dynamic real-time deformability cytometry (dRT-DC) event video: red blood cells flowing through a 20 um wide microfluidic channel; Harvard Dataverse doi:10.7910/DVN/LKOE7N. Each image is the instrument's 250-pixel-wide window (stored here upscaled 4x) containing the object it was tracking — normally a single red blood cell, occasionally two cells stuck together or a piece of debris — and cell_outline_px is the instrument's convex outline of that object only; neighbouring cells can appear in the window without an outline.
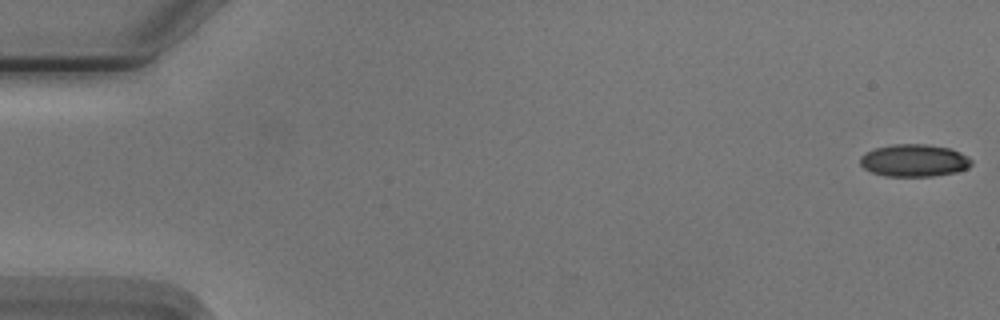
{"species": "Egyptian fruit bat (a non-hibernating species)", "species_latin": "Rousettus aegyptiacus", "temperature_condition": "cold", "stored_images_in_passage": 51, "camera_frame_rate_fps": 3000, "um_per_image_px": 0.085, "animal": {"sex": "male"}, "frame": {"image": 1, "passage_image": 1, "time_ms": 0.0, "image_size_px": [1000, 320], "cell_outline_px": [[972, 164], [968, 168], [956, 172], [932, 176], [884, 176], [872, 172], [864, 168], [860, 164], [860, 156], [876, 148], [892, 144], [928, 144], [952, 148], [968, 156], [972, 160]], "centroid_in_image_um": [77.73, 13.63], "position_along_channel_um": 7.3, "area_um2": 21.1}}
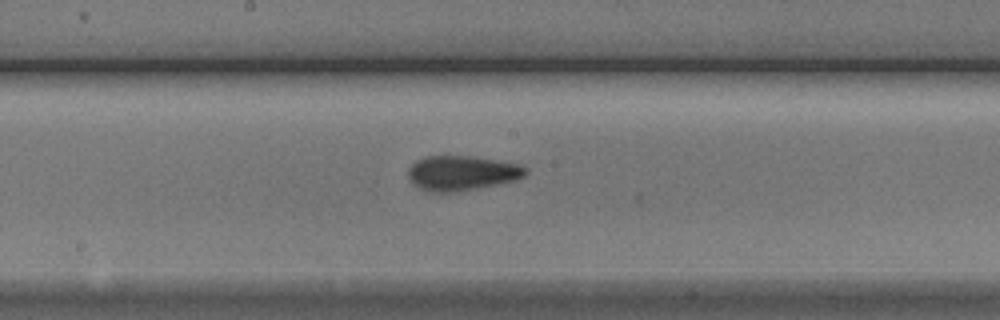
{"frame": {"image": 2, "passage_image": 29, "time_ms": 9.333, "image_size_px": [1000, 320], "cell_outline_px": [[528, 172], [524, 176], [516, 180], [496, 184], [452, 192], [424, 192], [412, 184], [408, 176], [408, 168], [416, 160], [424, 156], [468, 156], [496, 160], [520, 164], [528, 168]], "centroid_in_image_um": [39.22, 14.71], "position_along_channel_um": 209.0, "area_um2": 23.87}}
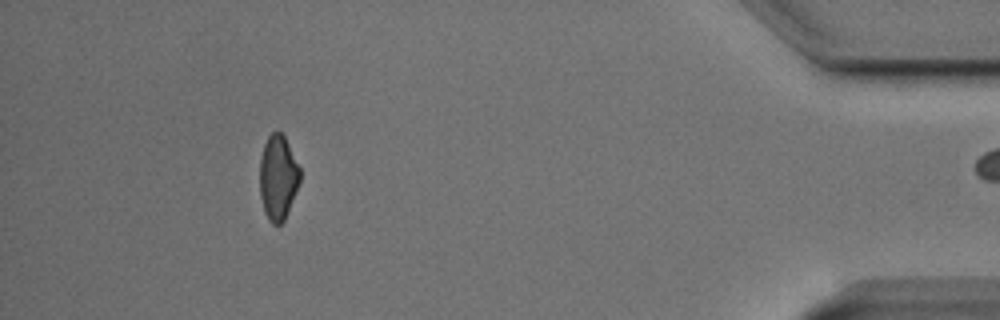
{"frame": {"image": 3, "passage_image": 50, "time_ms": 16.333, "image_size_px": [1000, 320], "cell_outline_px": [[300, 180], [284, 220], [280, 224], [272, 224], [268, 220], [264, 212], [260, 196], [260, 156], [264, 144], [268, 136], [276, 128], [284, 136], [300, 168]], "centroid_in_image_um": [23.61, 15.06], "position_along_channel_um": 411.6, "area_um2": 19.83}}